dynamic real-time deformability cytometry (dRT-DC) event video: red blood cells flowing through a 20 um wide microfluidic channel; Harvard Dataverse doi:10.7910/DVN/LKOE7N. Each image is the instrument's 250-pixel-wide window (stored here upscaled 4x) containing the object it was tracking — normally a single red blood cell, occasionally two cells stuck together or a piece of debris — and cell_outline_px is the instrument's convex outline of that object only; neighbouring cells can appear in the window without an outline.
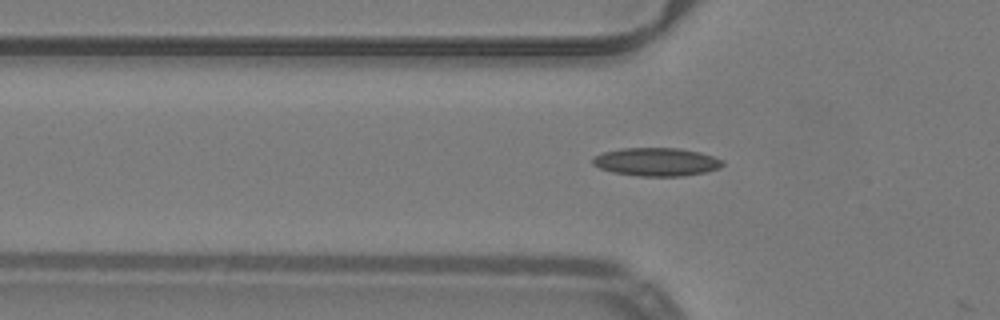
{"species": "common noctule bat (a hibernating species)", "species_latin": "Nyctalus noctula", "temperature_condition": "warm", "stored_images_in_passage": 18, "camera_frame_rate_fps": 3000, "um_per_image_px": 0.085, "animal": {"sex": "male", "body_mass_g": 19.2, "forearm_length_mm": 51.8}, "frame": {"image": 1, "passage_image": 17, "time_ms": 5.333, "image_size_px": [1000, 320], "cell_outline_px": [[724, 164], [720, 168], [704, 172], [684, 176], [640, 176], [612, 172], [600, 168], [592, 164], [592, 156], [604, 152], [620, 148], [680, 148], [700, 152], [724, 160]], "centroid_in_image_um": [55.79, 13.75], "position_along_channel_um": 70.0, "area_um2": 21.5}}